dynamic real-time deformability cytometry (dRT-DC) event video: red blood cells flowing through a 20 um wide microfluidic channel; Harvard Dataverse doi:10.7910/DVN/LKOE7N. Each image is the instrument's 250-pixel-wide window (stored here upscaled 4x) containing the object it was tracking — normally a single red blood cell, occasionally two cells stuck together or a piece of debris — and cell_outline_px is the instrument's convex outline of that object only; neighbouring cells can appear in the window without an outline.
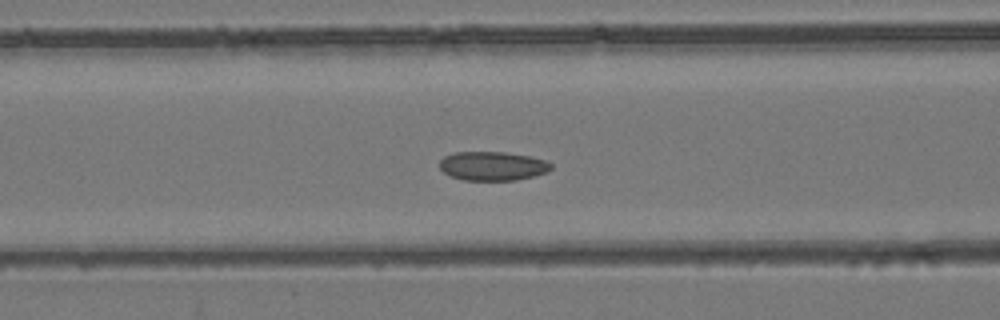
{"species": "common noctule bat (a hibernating species)", "species_latin": "Nyctalus noctula", "temperature_condition": "room temperature", "stored_images_in_passage": 55, "camera_frame_rate_fps": 3000, "um_per_image_px": 0.085, "animal": {"sex": "female", "body_mass_g": 24.6, "forearm_length_mm": 56.2}, "frame": {"image": 1, "passage_image": 22, "time_ms": 7.0, "image_size_px": [1000, 320], "cell_outline_px": [[552, 168], [544, 172], [532, 176], [516, 180], [464, 180], [452, 176], [444, 172], [440, 168], [440, 160], [444, 156], [452, 152], [504, 152], [532, 156], [548, 160], [552, 164]], "centroid_in_image_um": [41.88, 14.09], "position_along_channel_um": 124.7, "area_um2": 18.84}}
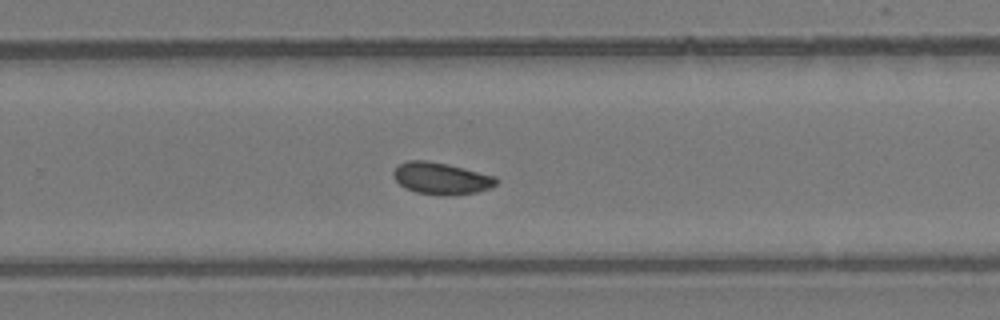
{"frame": {"image": 2, "passage_image": 35, "time_ms": 11.333, "image_size_px": [1000, 320], "cell_outline_px": [[500, 180], [496, 184], [488, 188], [476, 192], [448, 196], [440, 196], [416, 192], [400, 184], [392, 176], [392, 172], [396, 164], [408, 160], [424, 160], [448, 164], [496, 176]], "centroid_in_image_um": [37.48, 15.15], "position_along_channel_um": 292.3, "area_um2": 19.25}}
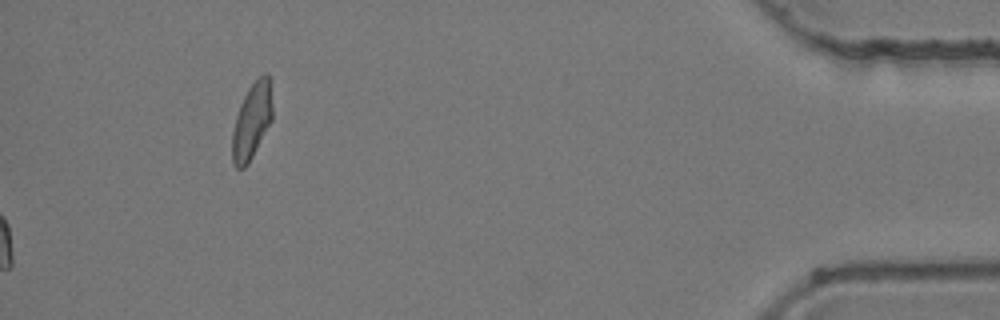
{"frame": {"image": 3, "passage_image": 55, "time_ms": 18.0, "image_size_px": [1000, 320], "cell_outline_px": [[272, 120], [248, 164], [244, 168], [236, 168], [232, 164], [232, 132], [236, 116], [240, 104], [248, 88], [264, 72], [272, 80]], "centroid_in_image_um": [21.42, 10.27], "position_along_channel_um": 413.8, "area_um2": 17.98}, "authors_computed_cell_mechanics": {"area_um2": 19.0162, "velocity_mm_per_s": 3.869, "shape_relaxation_time_tau1_ms": null, "shape_relaxation_time_tau2_ms": 1.7664, "deformation_change_tau1": null, "deformation_change_tau2": 0.0413}}